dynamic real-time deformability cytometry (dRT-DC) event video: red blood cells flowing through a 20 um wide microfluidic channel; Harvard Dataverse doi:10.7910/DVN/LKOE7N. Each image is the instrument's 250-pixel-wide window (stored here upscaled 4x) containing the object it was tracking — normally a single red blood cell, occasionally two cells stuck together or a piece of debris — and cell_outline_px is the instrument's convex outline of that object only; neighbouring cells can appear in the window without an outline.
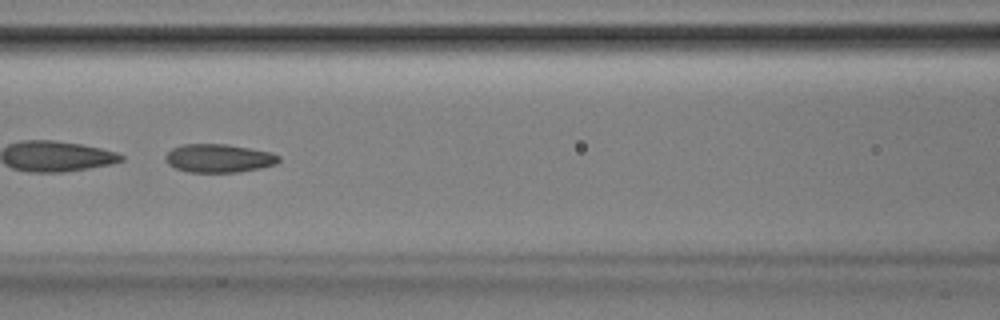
{"species": "Egyptian fruit bat (a non-hibernating species)", "species_latin": "Rousettus aegyptiacus", "temperature_condition": "room temperature", "stored_images_in_passage": 50, "camera_frame_rate_fps": 3000, "um_per_image_px": 0.085, "animal": {"sex": "male"}, "frame": {"image": 1, "passage_image": 22, "time_ms": 7.0, "image_size_px": [1000, 320], "cell_outline_px": [[280, 160], [276, 164], [260, 168], [236, 172], [188, 172], [176, 168], [168, 164], [164, 160], [164, 156], [172, 148], [184, 144], [228, 144], [268, 152], [280, 156]], "centroid_in_image_um": [18.56, 13.45], "position_along_channel_um": 148.0, "area_um2": 18.67}, "authors_computed_cell_mechanics": {"area_um2": 29.5358, "velocity_mm_per_s": 3.8774, "shape_relaxation_time_tau1_ms": 8.7855, "shape_relaxation_time_tau2_ms": 1.6358, "deformation_change_tau1": 0.1772, "deformation_change_tau2": 0.0665}}